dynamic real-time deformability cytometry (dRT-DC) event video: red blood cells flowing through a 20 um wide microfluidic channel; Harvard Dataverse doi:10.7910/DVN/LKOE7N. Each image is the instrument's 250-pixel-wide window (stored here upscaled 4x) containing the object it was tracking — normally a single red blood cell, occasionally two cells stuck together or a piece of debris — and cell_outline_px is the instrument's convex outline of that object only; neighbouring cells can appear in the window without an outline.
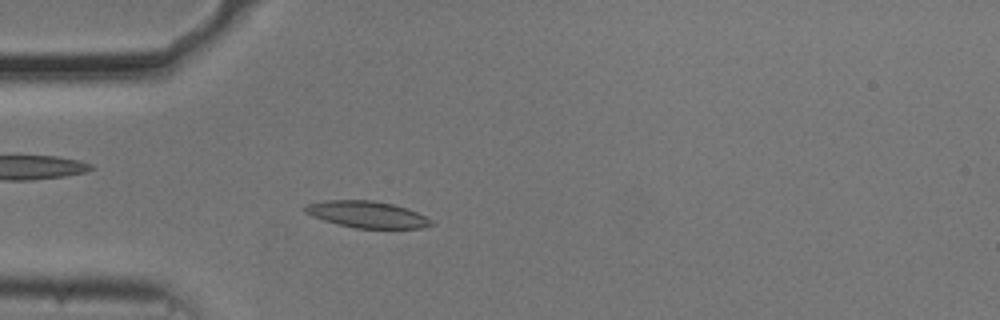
{"species": "common noctule bat (a hibernating species)", "species_latin": "Nyctalus noctula", "temperature_condition": "cold", "stored_images_in_passage": 54, "camera_frame_rate_fps": 3000, "um_per_image_px": 0.085, "animal": {"sex": "male", "body_mass_g": 20.5, "forearm_length_mm": 52.5}, "frame": {"image": 1, "passage_image": 15, "time_ms": 4.667, "image_size_px": [1000, 320], "cell_outline_px": [[436, 224], [420, 228], [356, 228], [324, 220], [312, 216], [304, 212], [304, 208], [308, 204], [324, 200], [372, 200], [392, 204], [416, 212], [432, 220]], "centroid_in_image_um": [31.2, 18.22], "position_along_channel_um": 53.8, "area_um2": 19.31}}
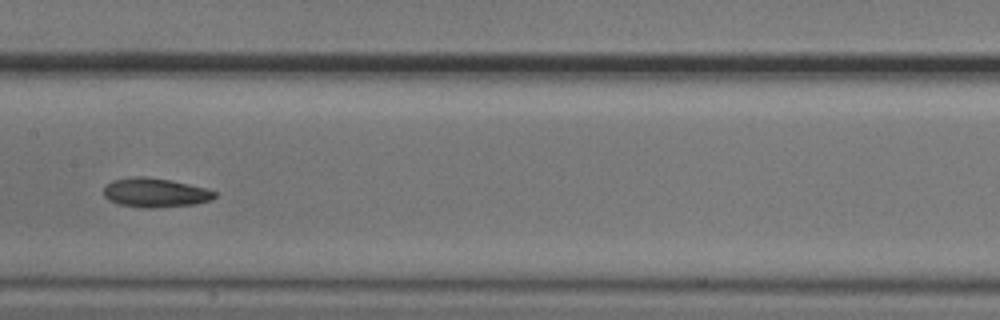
{"frame": {"image": 2, "passage_image": 27, "time_ms": 8.667, "image_size_px": [1000, 320], "cell_outline_px": [[216, 196], [212, 200], [196, 204], [156, 208], [144, 208], [120, 204], [108, 200], [104, 196], [104, 188], [112, 180], [132, 176], [144, 176], [168, 180], [188, 184], [204, 188], [216, 192]], "centroid_in_image_um": [13.18, 16.38], "position_along_channel_um": 194.2, "area_um2": 18.84}}
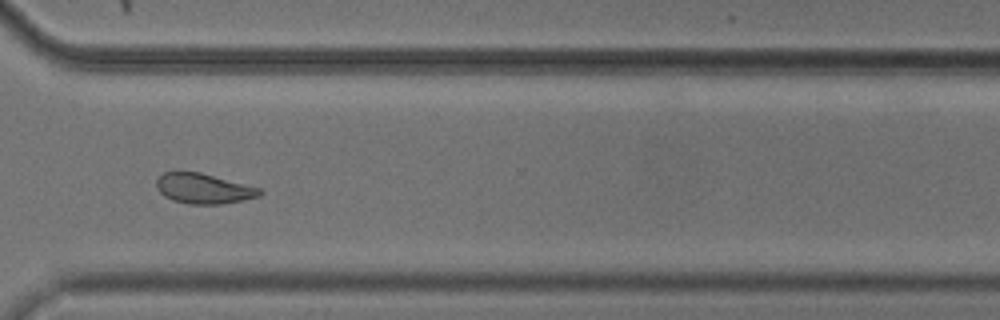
{"frame": {"image": 3, "passage_image": 40, "time_ms": 13.0, "image_size_px": [1000, 320], "cell_outline_px": [[264, 192], [260, 196], [220, 204], [188, 204], [172, 200], [164, 196], [156, 188], [156, 180], [164, 172], [200, 172], [260, 188]], "centroid_in_image_um": [17.29, 16.03], "position_along_channel_um": 353.3, "area_um2": 18.03}, "authors_computed_cell_mechanics": {"area_um2": 18.8717, "velocity_mm_per_s": 3.6872, "shape_relaxation_time_tau1_ms": 4.4119, "shape_relaxation_time_tau2_ms": 5.8542, "deformation_change_tau1": 0.125, "deformation_change_tau2": 0.1305}}